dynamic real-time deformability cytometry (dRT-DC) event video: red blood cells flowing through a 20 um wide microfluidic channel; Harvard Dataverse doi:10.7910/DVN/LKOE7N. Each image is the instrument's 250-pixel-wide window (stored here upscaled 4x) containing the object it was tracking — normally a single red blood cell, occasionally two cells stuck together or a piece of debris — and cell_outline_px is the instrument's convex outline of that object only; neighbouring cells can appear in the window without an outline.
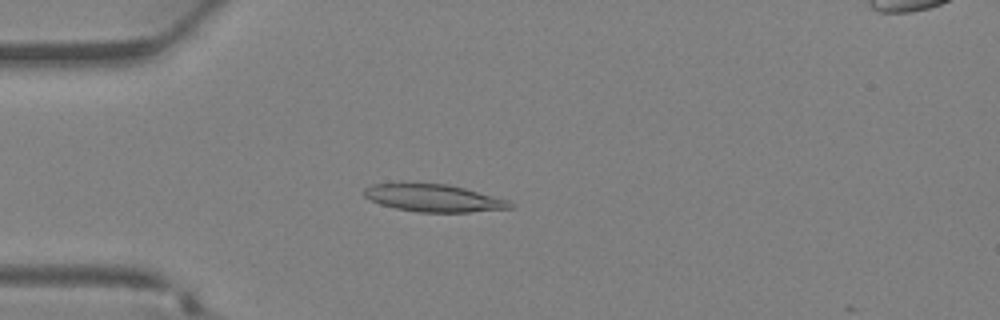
{"species": "Egyptian fruit bat (a non-hibernating species)", "species_latin": "Rousettus aegyptiacus", "temperature_condition": "warm", "stored_images_in_passage": 10, "camera_frame_rate_fps": 3000, "um_per_image_px": 0.085, "animal": {"sex": "female"}, "frame": {"image": 1, "passage_image": 9, "time_ms": 2.667, "image_size_px": [1000, 320], "cell_outline_px": [[516, 208], [468, 212], [420, 212], [396, 208], [380, 204], [364, 196], [364, 188], [372, 184], [448, 184], [464, 188], [508, 200], [516, 204]], "centroid_in_image_um": [36.93, 16.85], "position_along_channel_um": 48.1, "area_um2": 23.06}}